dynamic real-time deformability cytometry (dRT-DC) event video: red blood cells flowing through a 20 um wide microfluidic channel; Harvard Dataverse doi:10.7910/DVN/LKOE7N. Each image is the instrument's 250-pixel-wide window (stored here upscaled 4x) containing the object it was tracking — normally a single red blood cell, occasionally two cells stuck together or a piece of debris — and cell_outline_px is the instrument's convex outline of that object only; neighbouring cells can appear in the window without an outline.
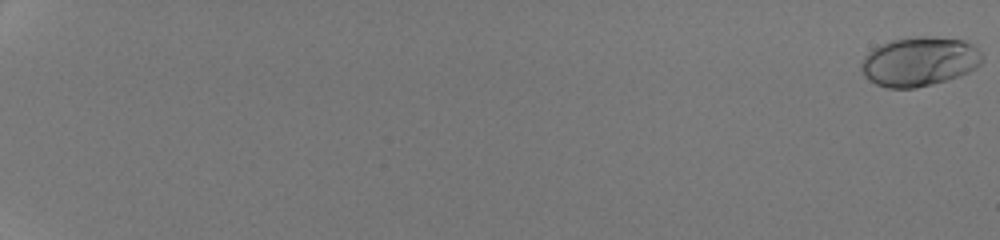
{"species": "human", "species_latin": "Homo sapiens", "temperature_condition": "room temperature", "stored_images_in_passage": 54, "camera_frame_rate_fps": 3000, "um_per_image_px": 0.085, "donor": {"sex": "male"}, "frame": {"image": 1, "passage_image": 1, "time_ms": 0.0, "image_size_px": [1000, 240], "cell_outline_px": [[984, 60], [976, 68], [960, 76], [948, 80], [916, 88], [888, 88], [876, 84], [868, 80], [864, 76], [860, 68], [860, 64], [864, 56], [872, 48], [880, 44], [892, 40], [916, 36], [928, 36], [964, 40], [972, 44], [984, 56]], "centroid_in_image_um": [78.14, 5.23], "position_along_channel_um": 6.9, "area_um2": 35.14}}
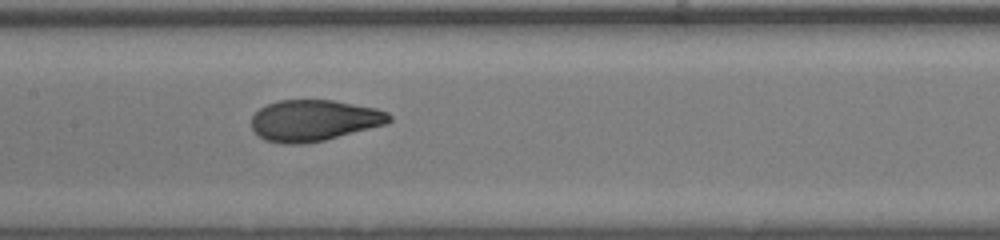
{"frame": {"image": 2, "passage_image": 32, "time_ms": 10.333, "image_size_px": [1000, 240], "cell_outline_px": [[392, 120], [388, 124], [324, 140], [304, 144], [280, 144], [264, 140], [252, 128], [252, 116], [260, 108], [268, 104], [280, 100], [332, 100], [376, 108], [388, 112], [392, 116]], "centroid_in_image_um": [26.71, 10.24], "position_along_channel_um": 180.7, "area_um2": 33.18}}
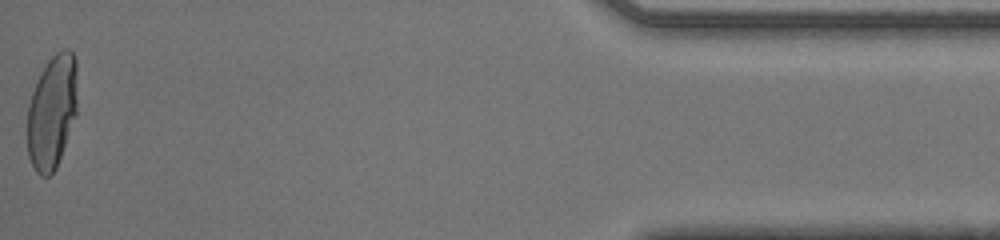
{"frame": {"image": 3, "passage_image": 54, "time_ms": 17.667, "image_size_px": [1000, 240], "cell_outline_px": [[76, 112], [56, 168], [48, 176], [40, 176], [36, 172], [28, 156], [28, 104], [32, 92], [40, 72], [48, 60], [56, 52], [64, 48], [68, 48], [76, 56]], "centroid_in_image_um": [4.41, 9.46], "position_along_channel_um": 430.8, "area_um2": 32.95}, "authors_computed_cell_mechanics": {"area_um2": 32.9171, "velocity_mm_per_s": 4.2956, "shape_relaxation_time_tau1_ms": 4.5073, "shape_relaxation_time_tau2_ms": null, "deformation_change_tau1": 0.1995, "deformation_change_tau2": null}}